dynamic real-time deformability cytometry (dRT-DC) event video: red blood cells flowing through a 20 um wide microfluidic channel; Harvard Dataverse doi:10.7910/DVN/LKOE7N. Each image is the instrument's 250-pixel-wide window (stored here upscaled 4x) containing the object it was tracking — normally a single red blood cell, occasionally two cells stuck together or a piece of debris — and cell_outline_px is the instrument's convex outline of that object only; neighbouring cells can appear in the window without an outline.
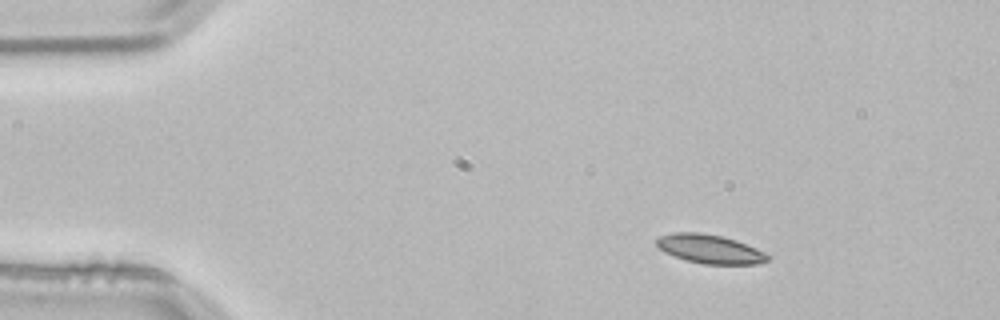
{"species": "common noctule bat (a hibernating species)", "species_latin": "Nyctalus noctula", "temperature_condition": "room temperature", "stored_images_in_passage": 52, "camera_frame_rate_fps": 3000, "um_per_image_px": 0.085, "animal": {"sex": "male", "body_mass_g": 21.5, "forearm_length_mm": 52.0}, "frame": {"image": 1, "passage_image": 7, "time_ms": 2.0, "image_size_px": [1000, 320], "cell_outline_px": [[772, 256], [768, 260], [756, 264], [704, 264], [684, 260], [664, 252], [656, 244], [656, 240], [660, 236], [672, 232], [700, 232], [720, 236], [736, 240], [756, 248]], "centroid_in_image_um": [60.33, 21.17], "position_along_channel_um": 24.7, "area_um2": 18.73}}
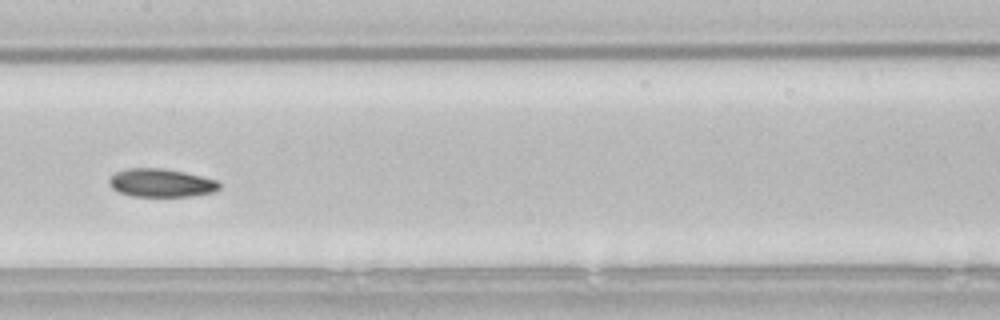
{"frame": {"image": 2, "passage_image": 26, "time_ms": 8.333, "image_size_px": [1000, 320], "cell_outline_px": [[220, 188], [212, 192], [188, 196], [132, 196], [120, 192], [112, 188], [108, 184], [108, 180], [116, 172], [128, 168], [160, 168], [184, 172], [216, 180], [220, 184]], "centroid_in_image_um": [13.66, 15.54], "position_along_channel_um": 193.7, "area_um2": 17.92}}
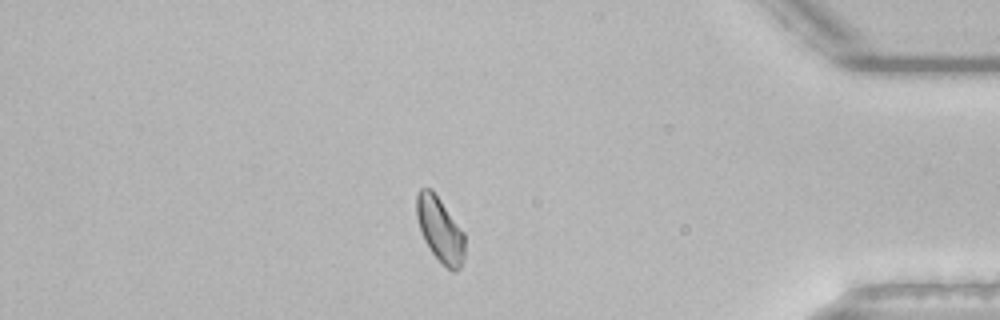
{"frame": {"image": 3, "passage_image": 45, "time_ms": 14.667, "image_size_px": [1000, 320], "cell_outline_px": [[464, 256], [460, 268], [456, 272], [452, 272], [432, 252], [424, 240], [416, 216], [416, 196], [420, 188], [432, 188], [464, 232]], "centroid_in_image_um": [37.4, 19.49], "position_along_channel_um": 397.8, "area_um2": 18.09}, "authors_computed_cell_mechanics": {"area_um2": 18.3804, "velocity_mm_per_s": 3.792, "shape_relaxation_time_tau1_ms": 7.2202, "shape_relaxation_time_tau2_ms": 6.402, "deformation_change_tau1": 0.1143, "deformation_change_tau2": 0.1039}}